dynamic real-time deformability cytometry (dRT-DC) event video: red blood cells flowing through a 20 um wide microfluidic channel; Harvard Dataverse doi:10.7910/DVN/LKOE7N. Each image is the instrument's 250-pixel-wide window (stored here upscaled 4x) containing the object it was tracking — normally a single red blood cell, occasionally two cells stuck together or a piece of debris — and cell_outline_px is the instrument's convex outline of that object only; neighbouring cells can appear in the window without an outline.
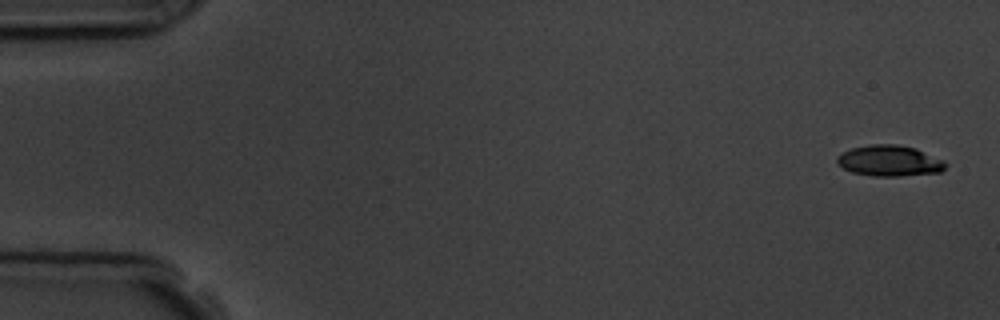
{"species": "common noctule bat (a hibernating species)", "species_latin": "Nyctalus noctula", "temperature_condition": "room temperature", "stored_images_in_passage": 6, "camera_frame_rate_fps": 3000, "um_per_image_px": 0.085, "animal": {"sex": "male", "body_mass_g": 19.5, "forearm_length_mm": 54.6}, "frame": {"image": 1, "passage_image": 1, "time_ms": 0.0, "image_size_px": [1000, 320], "cell_outline_px": [[948, 164], [940, 172], [900, 176], [872, 176], [852, 172], [844, 168], [836, 160], [836, 156], [852, 148], [872, 144], [892, 144], [916, 148], [944, 160]], "centroid_in_image_um": [75.63, 13.67], "position_along_channel_um": 9.4, "area_um2": 19.42}}